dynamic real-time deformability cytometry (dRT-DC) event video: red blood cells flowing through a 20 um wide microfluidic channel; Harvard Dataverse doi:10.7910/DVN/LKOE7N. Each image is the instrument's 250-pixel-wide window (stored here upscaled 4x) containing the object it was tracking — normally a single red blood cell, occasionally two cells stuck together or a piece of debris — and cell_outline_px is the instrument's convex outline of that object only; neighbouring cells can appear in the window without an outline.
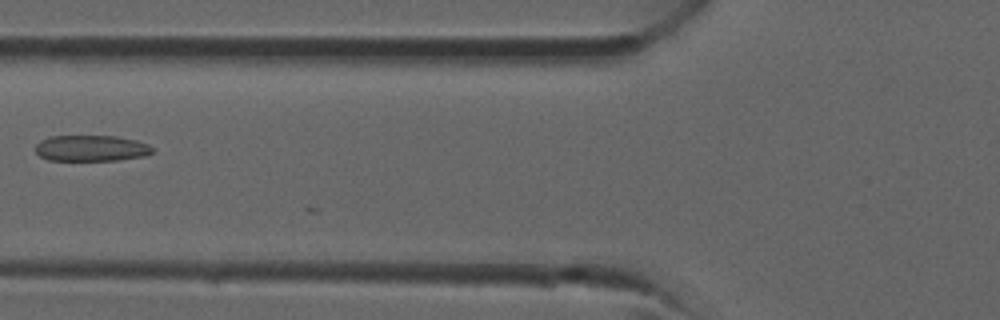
{"species": "common noctule bat (a hibernating species)", "species_latin": "Nyctalus noctula", "temperature_condition": "room temperature", "stored_images_in_passage": 6, "camera_frame_rate_fps": 3000, "um_per_image_px": 0.085, "animal": {"sex": "male", "forearm_length_mm": 52.5}, "frame": {"image": 1, "passage_image": 5, "time_ms": 1.333, "image_size_px": [1000, 320], "cell_outline_px": [[152, 152], [144, 156], [116, 160], [48, 160], [40, 156], [36, 152], [36, 144], [40, 140], [48, 136], [116, 136], [136, 140], [148, 144], [152, 148]], "centroid_in_image_um": [7.72, 12.59], "position_along_channel_um": 118.1, "area_um2": 17.69}}